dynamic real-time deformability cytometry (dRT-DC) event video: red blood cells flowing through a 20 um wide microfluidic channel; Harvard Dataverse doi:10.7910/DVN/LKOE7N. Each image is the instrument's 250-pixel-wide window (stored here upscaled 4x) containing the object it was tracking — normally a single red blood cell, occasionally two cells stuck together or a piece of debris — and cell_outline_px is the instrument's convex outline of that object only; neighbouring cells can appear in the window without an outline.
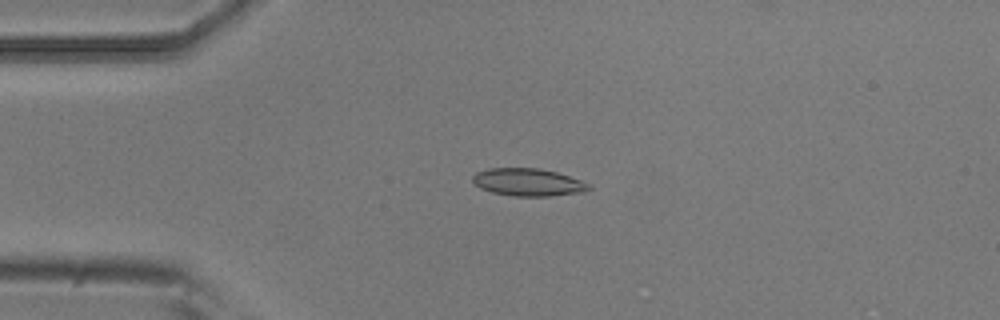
{"species": "common noctule bat (a hibernating species)", "species_latin": "Nyctalus noctula", "temperature_condition": "room temperature", "stored_images_in_passage": 7, "camera_frame_rate_fps": 3000, "um_per_image_px": 0.085, "animal": {"sex": "male", "body_mass_g": 20.5, "forearm_length_mm": 52.5}, "frame": {"image": 1, "passage_image": 3, "time_ms": 0.667, "image_size_px": [1000, 320], "cell_outline_px": [[592, 188], [584, 192], [548, 196], [512, 196], [492, 192], [480, 188], [472, 180], [472, 176], [476, 172], [488, 168], [540, 168], [556, 172], [580, 180], [588, 184]], "centroid_in_image_um": [44.87, 15.49], "position_along_channel_um": 40.1, "area_um2": 18.61}}
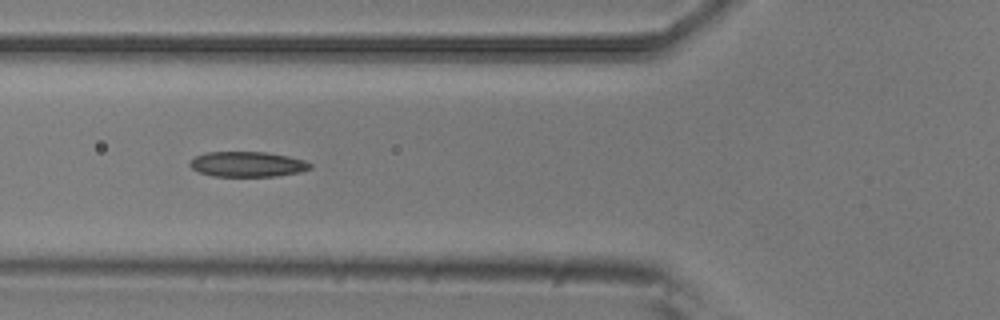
{"frame": {"image": 2, "passage_image": 5, "time_ms": 1.333, "image_size_px": [1000, 320], "cell_outline_px": [[312, 168], [300, 172], [276, 176], [212, 176], [200, 172], [192, 168], [188, 164], [196, 156], [208, 152], [264, 152], [288, 156], [304, 160], [312, 164]], "centroid_in_image_um": [21.05, 13.96], "position_along_channel_um": 104.7, "area_um2": 17.57}}
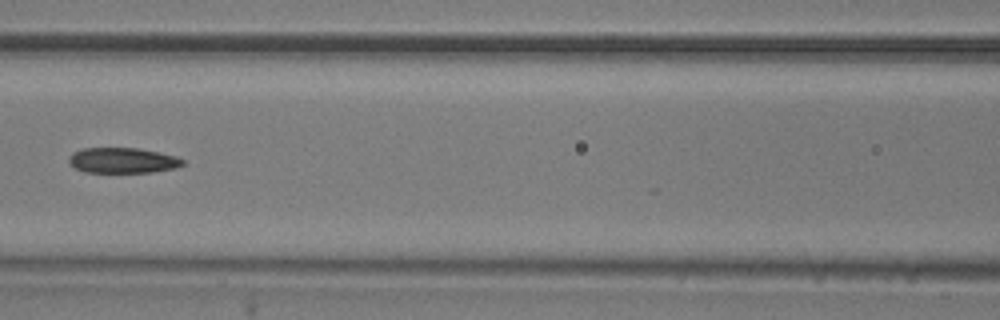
{"frame": {"image": 3, "passage_image": 6, "time_ms": 1.667, "image_size_px": [1000, 320], "cell_outline_px": [[184, 164], [176, 168], [152, 172], [84, 172], [76, 168], [68, 160], [68, 156], [72, 152], [80, 148], [140, 148], [176, 156], [184, 160]], "centroid_in_image_um": [10.42, 13.62], "position_along_channel_um": 156.2, "area_um2": 16.94}}